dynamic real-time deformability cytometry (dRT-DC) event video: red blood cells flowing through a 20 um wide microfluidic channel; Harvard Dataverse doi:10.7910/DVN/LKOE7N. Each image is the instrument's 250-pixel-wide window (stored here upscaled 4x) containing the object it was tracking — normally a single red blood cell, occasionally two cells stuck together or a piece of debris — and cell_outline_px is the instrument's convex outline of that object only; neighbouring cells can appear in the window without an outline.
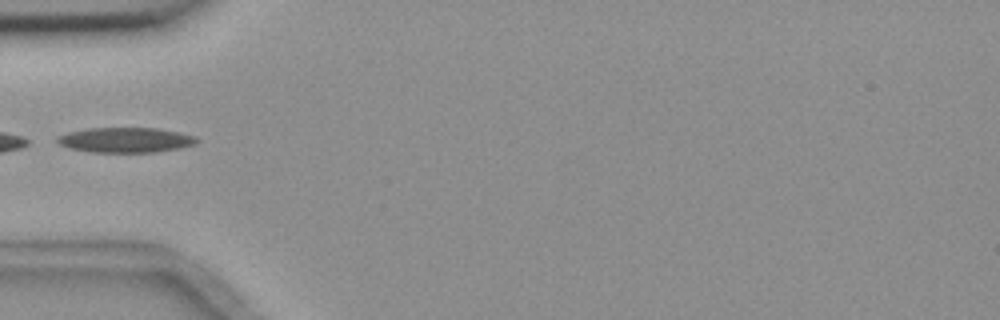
{"species": "common noctule bat (a hibernating species)", "species_latin": "Nyctalus noctula", "temperature_condition": "room temperature", "stored_images_in_passage": 3, "camera_frame_rate_fps": 3000, "um_per_image_px": 0.085, "animal": {"sex": "female", "body_mass_g": 18.4}, "frame": {"image": 1, "passage_image": 2, "time_ms": 1.333, "image_size_px": [1000, 320], "cell_outline_px": [[200, 140], [196, 144], [180, 148], [152, 152], [92, 152], [72, 148], [60, 144], [56, 140], [60, 136], [68, 132], [88, 128], [156, 128], [196, 136]], "centroid_in_image_um": [10.72, 11.89], "position_along_channel_um": 74.3, "area_um2": 20.11}}